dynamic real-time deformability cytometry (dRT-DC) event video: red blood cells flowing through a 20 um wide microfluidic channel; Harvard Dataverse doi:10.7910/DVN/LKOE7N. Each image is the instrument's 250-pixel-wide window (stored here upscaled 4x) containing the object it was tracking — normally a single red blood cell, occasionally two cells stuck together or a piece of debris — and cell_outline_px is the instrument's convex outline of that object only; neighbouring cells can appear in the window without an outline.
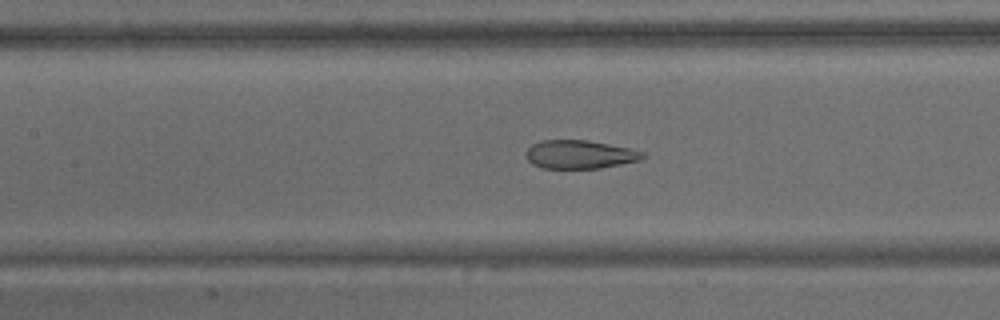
{"species": "common noctule bat (a hibernating species)", "species_latin": "Nyctalus noctula", "temperature_condition": "warm", "stored_images_in_passage": 50, "camera_frame_rate_fps": 3000, "um_per_image_px": 0.085, "animal": {"sex": "male", "body_mass_g": 15.6}, "frame": {"image": 1, "passage_image": 28, "time_ms": 9.0, "image_size_px": [1000, 320], "cell_outline_px": [[648, 156], [640, 160], [600, 168], [544, 168], [532, 164], [524, 156], [524, 152], [532, 144], [540, 140], [588, 140], [628, 148], [644, 152]], "centroid_in_image_um": [49.25, 13.12], "position_along_channel_um": 158.1, "area_um2": 19.42}}
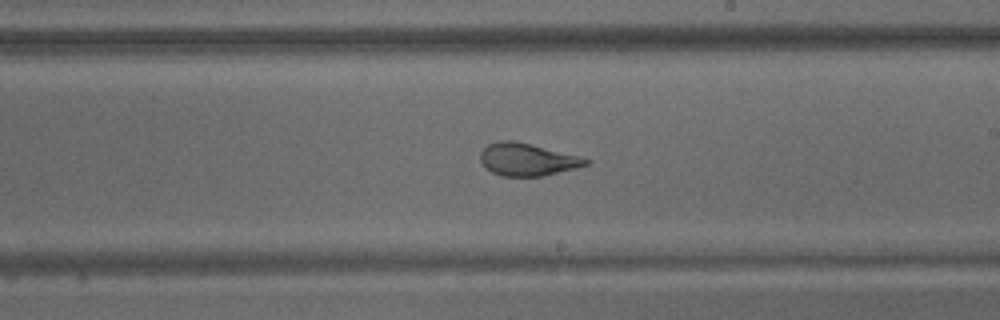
{"frame": {"image": 2, "passage_image": 36, "time_ms": 11.667, "image_size_px": [1000, 320], "cell_outline_px": [[592, 160], [588, 164], [576, 168], [544, 176], [504, 176], [492, 172], [480, 160], [480, 152], [488, 144], [500, 140], [512, 140], [580, 156]], "centroid_in_image_um": [44.84, 13.56], "position_along_channel_um": 244.2, "area_um2": 19.77}}
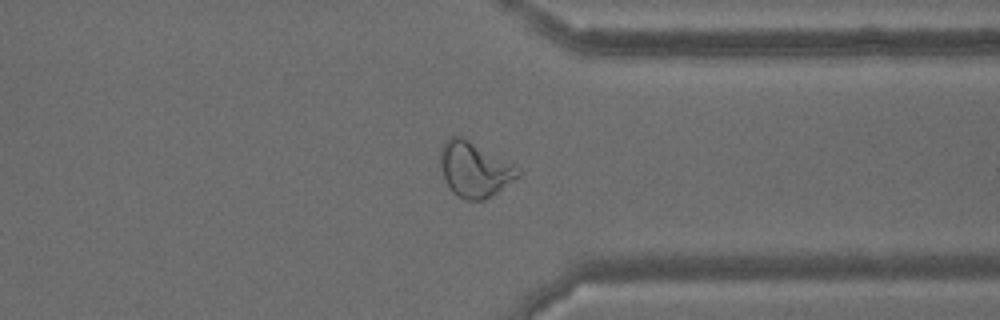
{"frame": {"image": 3, "passage_image": 48, "time_ms": 15.667, "image_size_px": [1000, 320], "cell_outline_px": [[520, 176], [492, 196], [484, 200], [464, 200], [456, 196], [452, 192], [444, 180], [440, 168], [440, 148], [444, 140], [452, 136], [464, 136], [520, 168]], "centroid_in_image_um": [40.31, 14.4], "position_along_channel_um": 371.1, "area_um2": 25.37}}